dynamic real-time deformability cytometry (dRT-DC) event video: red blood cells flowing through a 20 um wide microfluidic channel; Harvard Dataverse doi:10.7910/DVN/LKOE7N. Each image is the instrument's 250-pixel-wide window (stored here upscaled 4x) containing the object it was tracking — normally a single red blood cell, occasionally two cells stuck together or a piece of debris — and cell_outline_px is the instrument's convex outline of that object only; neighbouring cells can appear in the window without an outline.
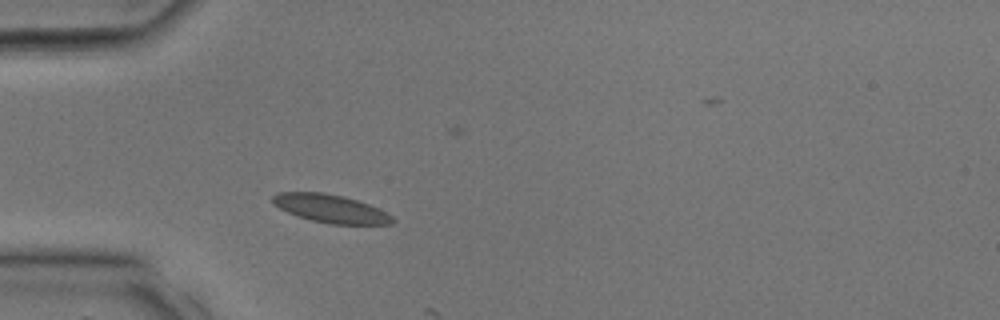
{"species": "common noctule bat (a hibernating species)", "species_latin": "Nyctalus noctula", "temperature_condition": "room temperature", "stored_images_in_passage": 6, "camera_frame_rate_fps": 3000, "um_per_image_px": 0.085, "animal": {"sex": "male", "body_mass_g": 17.9, "forearm_length_mm": 54.2}, "frame": {"image": 1, "passage_image": 5, "time_ms": 1.333, "image_size_px": [1000, 320], "cell_outline_px": [[396, 220], [392, 224], [332, 224], [312, 220], [296, 216], [272, 204], [272, 196], [276, 192], [320, 192], [344, 196], [368, 204], [392, 216]], "centroid_in_image_um": [28.06, 17.72], "position_along_channel_um": 56.9, "area_um2": 19.54}}